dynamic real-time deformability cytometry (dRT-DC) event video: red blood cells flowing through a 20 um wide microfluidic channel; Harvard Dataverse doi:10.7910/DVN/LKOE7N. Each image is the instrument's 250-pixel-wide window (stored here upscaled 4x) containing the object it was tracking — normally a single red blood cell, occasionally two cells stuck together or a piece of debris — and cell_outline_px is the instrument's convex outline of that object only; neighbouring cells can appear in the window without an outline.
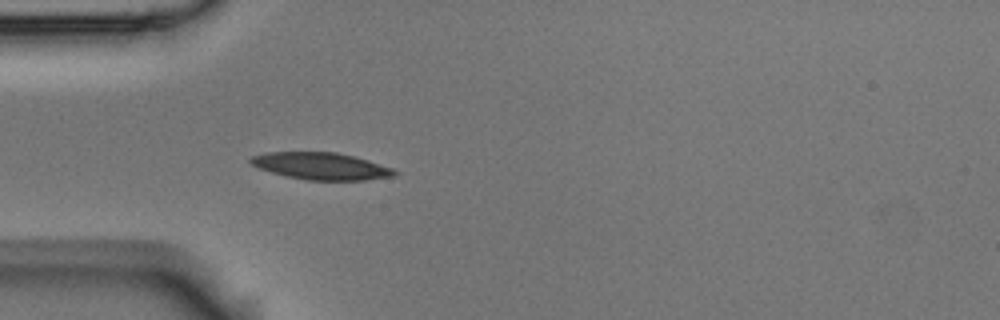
{"species": "Egyptian fruit bat (a non-hibernating species)", "species_latin": "Rousettus aegyptiacus", "temperature_condition": "room temperature", "stored_images_in_passage": 39, "camera_frame_rate_fps": 3000, "um_per_image_px": 0.085, "animal": {"sex": "male"}, "frame": {"image": 1, "passage_image": 1, "time_ms": 0.0, "image_size_px": [1000, 320], "cell_outline_px": [[400, 172], [396, 176], [364, 180], [308, 180], [288, 176], [272, 172], [260, 168], [252, 164], [248, 160], [252, 156], [264, 152], [336, 152], [368, 160], [392, 168]], "centroid_in_image_um": [27.32, 14.11], "position_along_channel_um": 57.7, "area_um2": 22.54}}
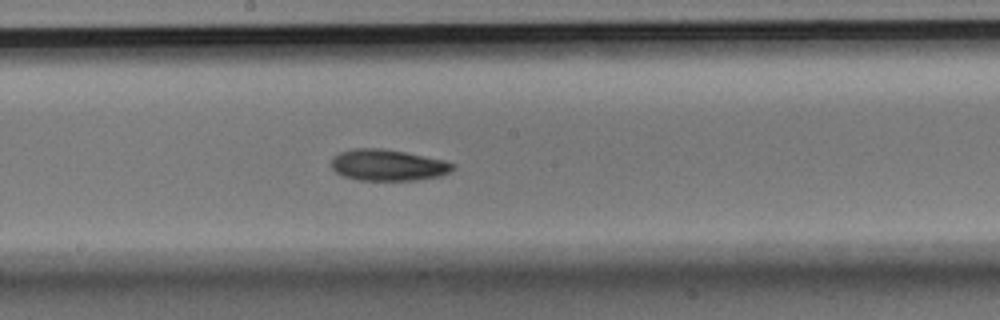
{"frame": {"image": 2, "passage_image": 14, "time_ms": 4.333, "image_size_px": [1000, 320], "cell_outline_px": [[456, 168], [440, 176], [416, 180], [356, 180], [344, 176], [336, 172], [332, 168], [332, 156], [340, 152], [352, 148], [380, 148], [404, 152], [444, 160], [456, 164]], "centroid_in_image_um": [32.96, 14.03], "position_along_channel_um": 215.2, "area_um2": 22.2}}
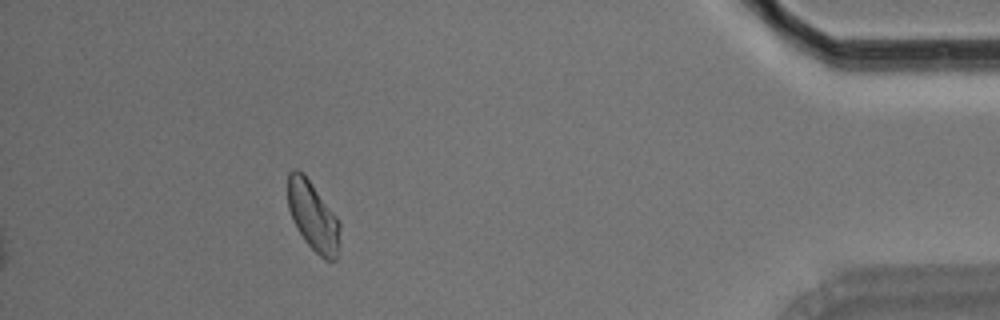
{"frame": {"image": 3, "passage_image": 34, "time_ms": 11.0, "image_size_px": [1000, 320], "cell_outline_px": [[340, 228], [336, 260], [324, 260], [304, 240], [296, 228], [292, 220], [288, 208], [288, 172], [292, 168], [296, 168], [308, 180], [340, 220]], "centroid_in_image_um": [26.59, 18.39], "position_along_channel_um": 408.6, "area_um2": 20.81}, "authors_computed_cell_mechanics": {"area_um2": 21.675, "velocity_mm_per_s": 3.71, "shape_relaxation_time_tau1_ms": 3.8842, "shape_relaxation_time_tau2_ms": null, "deformation_change_tau1": 0.1101, "deformation_change_tau2": null}}